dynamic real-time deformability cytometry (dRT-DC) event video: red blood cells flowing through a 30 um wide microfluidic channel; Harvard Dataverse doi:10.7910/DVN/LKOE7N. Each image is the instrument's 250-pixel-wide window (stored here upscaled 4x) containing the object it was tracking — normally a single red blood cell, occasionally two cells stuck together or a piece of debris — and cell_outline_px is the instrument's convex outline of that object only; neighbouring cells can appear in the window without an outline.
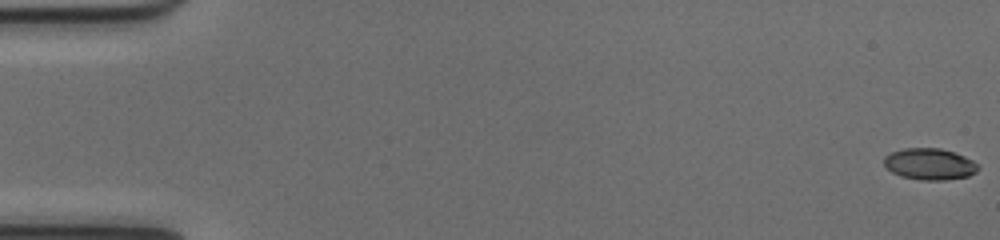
{"species": "common noctule bat (a hibernating species)", "species_latin": "Nyctalus noctula", "temperature_condition": "cold", "stored_images_in_passage": 53, "camera_frame_rate_fps": 3000, "um_per_image_px": 0.085, "animal": {"sex": "female", "body_mass_g": 17.0, "forearm_length_mm": 48.0}, "frame": {"image": 1, "passage_image": 1, "time_ms": 0.0, "image_size_px": [1000, 240], "cell_outline_px": [[980, 168], [976, 172], [968, 176], [944, 180], [920, 180], [900, 176], [892, 172], [884, 164], [884, 156], [892, 152], [904, 148], [940, 148], [964, 156], [972, 160]], "centroid_in_image_um": [79.01, 13.95], "position_along_channel_um": 6.0, "area_um2": 17.17}}
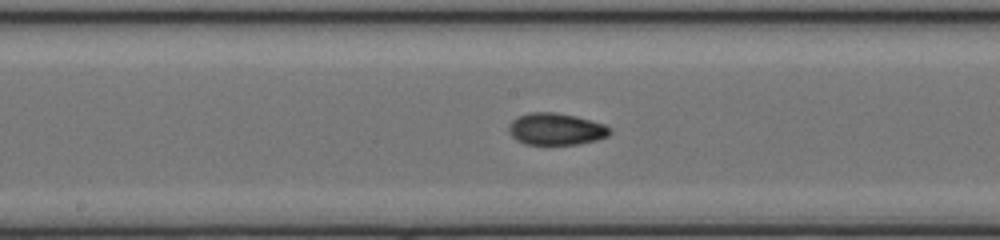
{"frame": {"image": 2, "passage_image": 28, "time_ms": 9.0, "image_size_px": [1000, 240], "cell_outline_px": [[612, 132], [608, 136], [596, 140], [576, 144], [524, 144], [516, 140], [508, 132], [508, 124], [516, 116], [528, 112], [556, 112], [576, 116], [604, 124], [612, 128]], "centroid_in_image_um": [47.23, 10.96], "position_along_channel_um": 201.0, "area_um2": 19.02}}
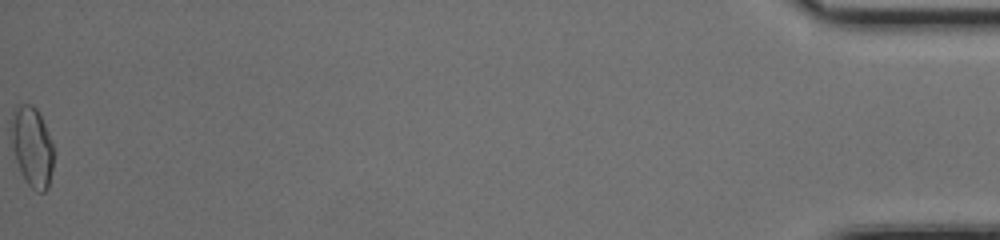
{"frame": {"image": 3, "passage_image": 53, "time_ms": 17.333, "image_size_px": [1000, 240], "cell_outline_px": [[52, 168], [48, 188], [44, 192], [36, 192], [28, 184], [20, 172], [16, 160], [12, 144], [12, 112], [16, 104], [32, 104], [36, 108], [44, 124], [52, 144]], "centroid_in_image_um": [2.71, 12.47], "position_along_channel_um": 432.5, "area_um2": 19.42}, "authors_computed_cell_mechanics": {"area_um2": 18.0914, "velocity_mm_per_s": 4.0342, "shape_relaxation_time_tau1_ms": 7.3816, "shape_relaxation_time_tau2_ms": 2.5539, "deformation_change_tau1": 0.2064, "deformation_change_tau2": 0.0583}}